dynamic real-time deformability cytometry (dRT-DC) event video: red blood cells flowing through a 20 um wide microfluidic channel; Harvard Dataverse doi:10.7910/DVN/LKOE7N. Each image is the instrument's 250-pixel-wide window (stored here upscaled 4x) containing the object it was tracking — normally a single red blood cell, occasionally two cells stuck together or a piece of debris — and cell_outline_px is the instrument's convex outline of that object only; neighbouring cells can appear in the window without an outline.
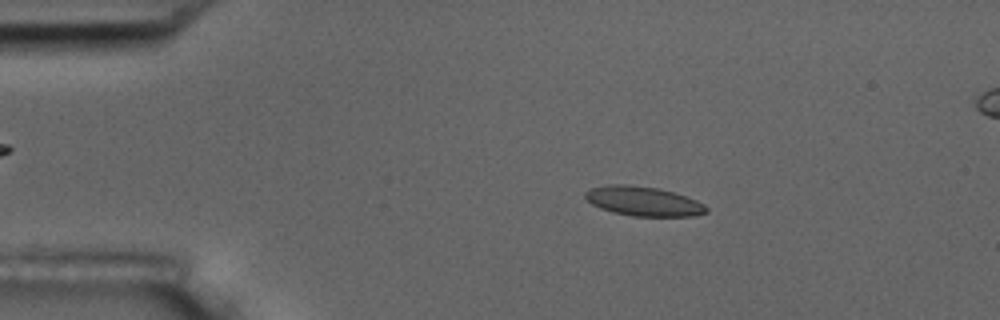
{"species": "common noctule bat (a hibernating species)", "species_latin": "Nyctalus noctula", "temperature_condition": "room temperature", "stored_images_in_passage": 4, "segment_of_instrument_passage": [1, 2], "camera_frame_rate_fps": 3000, "um_per_image_px": 0.085, "animal": {"sex": "male", "body_mass_g": 17.5, "forearm_length_mm": 52.3}, "frame": {"image": 1, "passage_image": 2, "time_ms": 0.333, "image_size_px": [1000, 320], "cell_outline_px": [[708, 212], [692, 216], [632, 216], [612, 212], [600, 208], [592, 204], [584, 196], [584, 192], [592, 188], [608, 184], [624, 184], [660, 188], [696, 200], [704, 204], [708, 208]], "centroid_in_image_um": [54.67, 17.1], "position_along_channel_um": 30.3, "area_um2": 20.75}}